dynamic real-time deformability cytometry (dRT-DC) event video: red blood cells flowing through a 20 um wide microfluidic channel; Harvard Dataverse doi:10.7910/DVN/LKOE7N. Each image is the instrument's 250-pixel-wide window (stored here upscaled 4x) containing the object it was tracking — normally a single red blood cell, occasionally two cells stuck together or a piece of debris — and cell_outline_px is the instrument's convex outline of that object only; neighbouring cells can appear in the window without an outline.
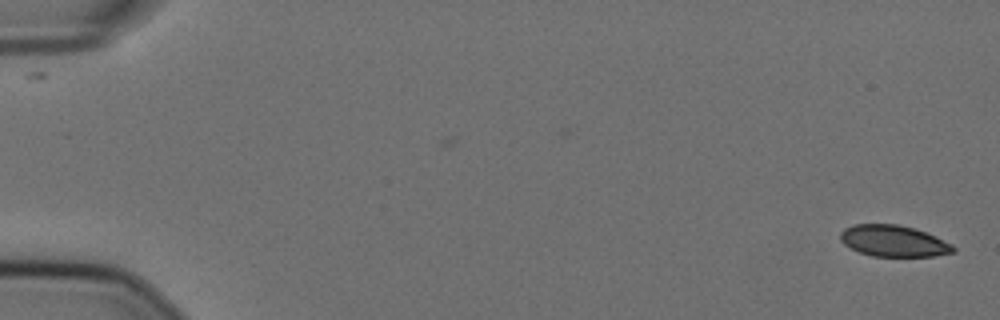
{"species": "Egyptian fruit bat (a non-hibernating species)", "species_latin": "Rousettus aegyptiacus", "temperature_condition": "cold", "stored_images_in_passage": 14, "camera_frame_rate_fps": 3000, "um_per_image_px": 0.085, "animal": {"sex": "female"}, "frame": {"image": 1, "passage_image": 1, "time_ms": 0.0, "image_size_px": [1000, 320], "cell_outline_px": [[956, 252], [932, 256], [872, 256], [860, 252], [844, 244], [840, 240], [840, 232], [844, 228], [852, 224], [896, 224], [916, 228], [936, 236], [952, 244], [956, 248]], "centroid_in_image_um": [75.97, 20.47], "position_along_channel_um": 9.0, "area_um2": 20.75}}